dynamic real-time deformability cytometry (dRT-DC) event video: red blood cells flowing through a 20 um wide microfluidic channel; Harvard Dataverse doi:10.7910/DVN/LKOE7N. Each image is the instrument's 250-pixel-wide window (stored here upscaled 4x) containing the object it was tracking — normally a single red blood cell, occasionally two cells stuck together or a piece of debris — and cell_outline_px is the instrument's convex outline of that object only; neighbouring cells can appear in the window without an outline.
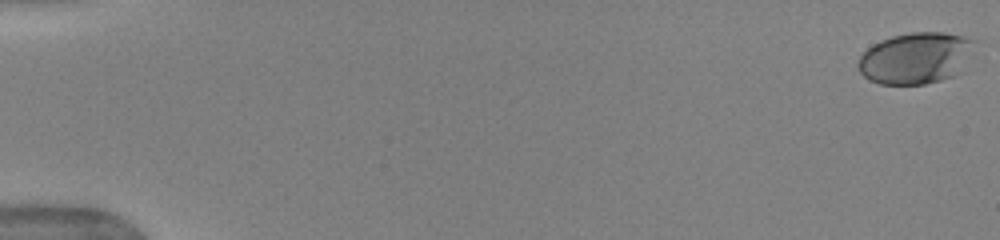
{"species": "human", "species_latin": "Homo sapiens", "temperature_condition": "warm", "stored_images_in_passage": 53, "camera_frame_rate_fps": 3000, "um_per_image_px": 0.085, "donor": {"sex": "female"}, "frame": {"image": 1, "passage_image": 1, "time_ms": 0.0, "image_size_px": [1000, 240], "cell_outline_px": [[976, 40], [952, 76], [940, 80], [924, 84], [880, 84], [868, 80], [860, 72], [856, 64], [860, 56], [872, 44], [880, 40], [892, 36], [912, 32], [944, 32], [964, 36]], "centroid_in_image_um": [77.71, 4.92], "position_along_channel_um": 7.3, "area_um2": 34.16}}
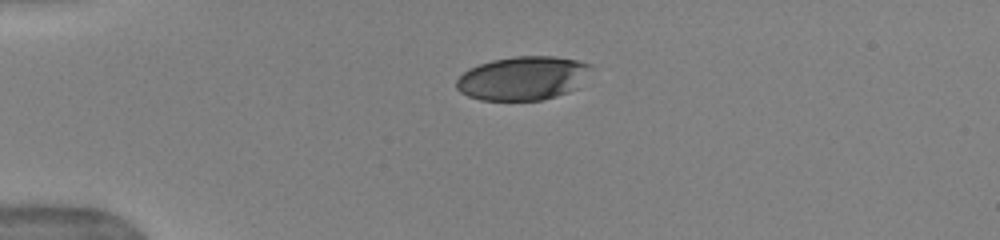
{"frame": {"image": 2, "passage_image": 14, "time_ms": 4.333, "image_size_px": [1000, 240], "cell_outline_px": [[592, 64], [576, 88], [568, 92], [556, 96], [540, 100], [480, 100], [468, 96], [460, 92], [456, 88], [456, 80], [468, 68], [492, 60], [516, 56], [552, 56], [576, 60]], "centroid_in_image_um": [44.38, 6.65], "position_along_channel_um": 40.6, "area_um2": 33.99}}
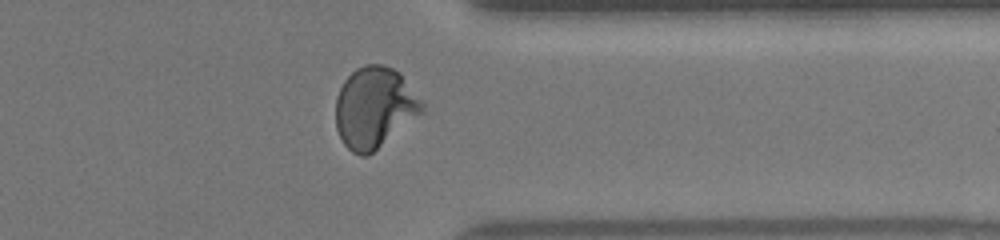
{"frame": {"image": 3, "passage_image": 43, "time_ms": 14.0, "image_size_px": [1000, 240], "cell_outline_px": [[424, 112], [368, 156], [360, 156], [352, 152], [344, 144], [336, 128], [336, 96], [344, 80], [356, 68], [364, 64], [380, 64], [392, 68], [400, 72], [424, 104]], "centroid_in_image_um": [31.83, 9.14], "position_along_channel_um": 379.6, "area_um2": 40.81}, "authors_computed_cell_mechanics": {"area_um2": 38.5526, "velocity_mm_per_s": 3.9443, "shape_relaxation_time_tau1_ms": 4.7319, "shape_relaxation_time_tau2_ms": null, "deformation_change_tau1": 0.2144, "deformation_change_tau2": null}}